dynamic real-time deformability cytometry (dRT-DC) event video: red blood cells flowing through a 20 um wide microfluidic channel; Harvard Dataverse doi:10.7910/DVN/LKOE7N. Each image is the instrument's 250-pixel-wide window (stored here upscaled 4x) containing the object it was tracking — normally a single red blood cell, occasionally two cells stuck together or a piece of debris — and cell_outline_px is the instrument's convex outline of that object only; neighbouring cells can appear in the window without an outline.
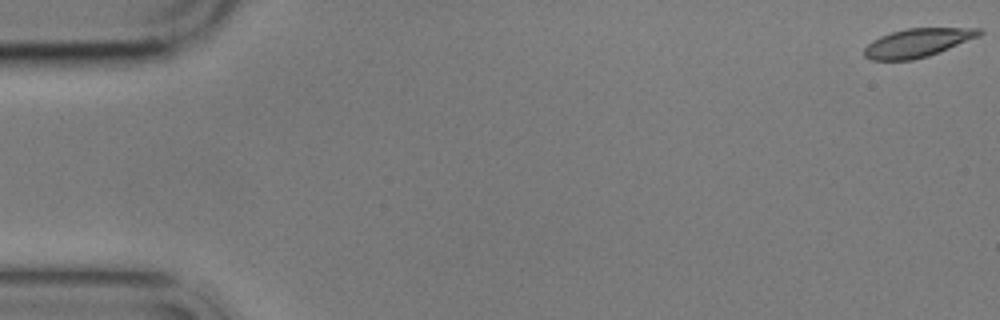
{"species": "common noctule bat (a hibernating species)", "species_latin": "Nyctalus noctula", "temperature_condition": "cold", "stored_images_in_passage": 4, "camera_frame_rate_fps": 3000, "um_per_image_px": 0.085, "animal": {"sex": "male", "body_mass_g": 17.9}, "frame": {"image": 1, "passage_image": 1, "time_ms": 0.0, "image_size_px": [1000, 320], "cell_outline_px": [[984, 32], [980, 36], [928, 56], [912, 60], [872, 60], [864, 56], [864, 48], [872, 40], [880, 36], [892, 32], [908, 28], [980, 28]], "centroid_in_image_um": [77.99, 3.63], "position_along_channel_um": 7.0, "area_um2": 19.07}}
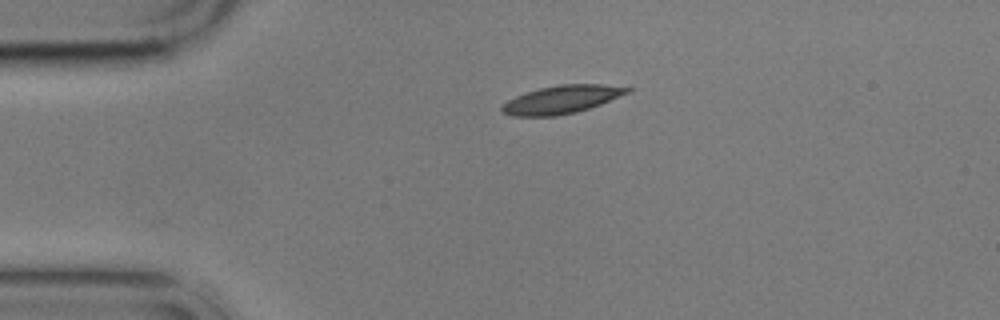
{"frame": {"image": 2, "passage_image": 3, "time_ms": 4.0, "image_size_px": [1000, 320], "cell_outline_px": [[632, 88], [628, 92], [600, 104], [576, 112], [556, 116], [512, 116], [500, 112], [500, 108], [508, 100], [516, 96], [540, 88], [560, 84], [604, 84]], "centroid_in_image_um": [47.7, 8.46], "position_along_channel_um": 37.3, "area_um2": 20.23}}
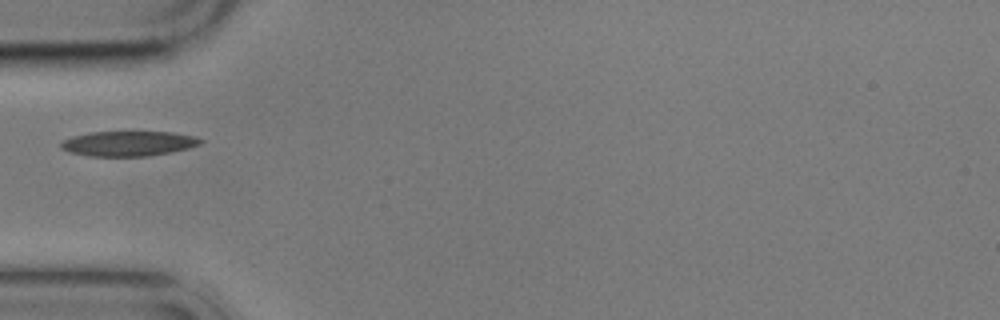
{"frame": {"image": 3, "passage_image": 4, "time_ms": 6.0, "image_size_px": [1000, 320], "cell_outline_px": [[204, 140], [200, 144], [188, 148], [148, 156], [88, 156], [68, 152], [60, 148], [60, 144], [64, 140], [72, 136], [92, 132], [172, 132], [196, 136]], "centroid_in_image_um": [10.9, 12.2], "position_along_channel_um": 74.1, "area_um2": 20.29}}